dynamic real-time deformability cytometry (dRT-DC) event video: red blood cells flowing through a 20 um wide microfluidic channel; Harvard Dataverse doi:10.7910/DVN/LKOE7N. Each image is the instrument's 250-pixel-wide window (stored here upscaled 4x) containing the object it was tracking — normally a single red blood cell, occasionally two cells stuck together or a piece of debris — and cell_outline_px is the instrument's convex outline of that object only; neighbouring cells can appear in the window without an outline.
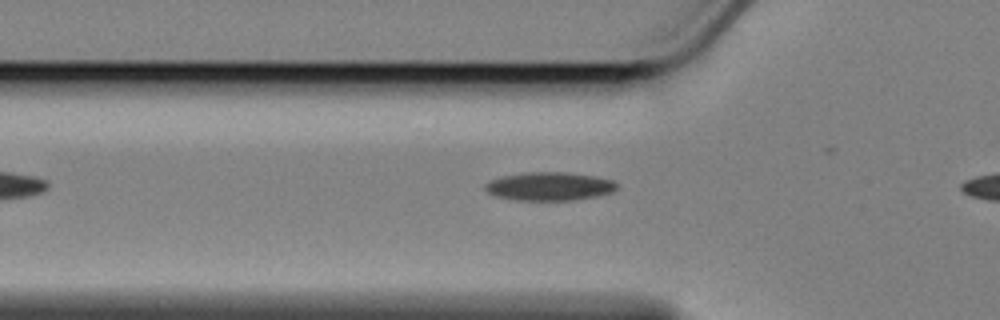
{"species": "Egyptian fruit bat (a non-hibernating species)", "species_latin": "Rousettus aegyptiacus", "temperature_condition": "cold", "stored_images_in_passage": 34, "camera_frame_rate_fps": 3000, "um_per_image_px": 0.085, "animal": {"sex": "female"}, "frame": {"image": 1, "passage_image": 11, "time_ms": 3.333, "image_size_px": [1000, 320], "cell_outline_px": [[616, 188], [612, 192], [596, 196], [576, 200], [516, 200], [496, 196], [488, 192], [484, 188], [484, 184], [488, 180], [504, 176], [524, 172], [568, 172], [596, 176], [612, 180], [616, 184]], "centroid_in_image_um": [46.68, 15.83], "position_along_channel_um": 79.1, "area_um2": 21.85}}
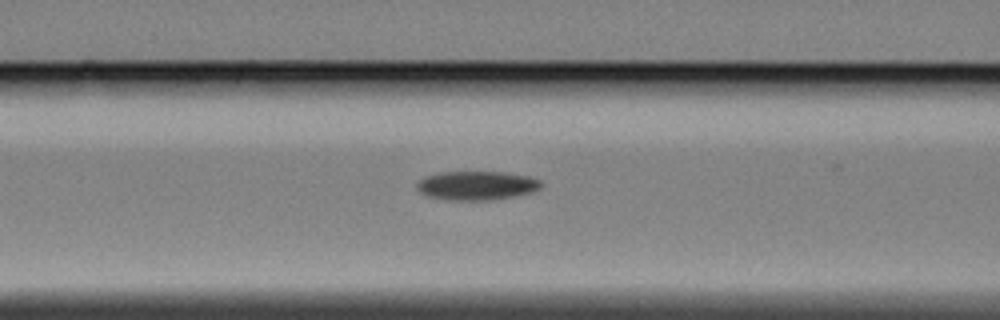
{"frame": {"image": 2, "passage_image": 15, "time_ms": 4.667, "image_size_px": [1000, 320], "cell_outline_px": [[544, 184], [540, 188], [532, 192], [492, 200], [444, 200], [424, 196], [416, 188], [416, 184], [424, 176], [440, 172], [504, 172], [528, 176], [540, 180]], "centroid_in_image_um": [40.48, 15.77], "position_along_channel_um": 126.1, "area_um2": 21.15}}
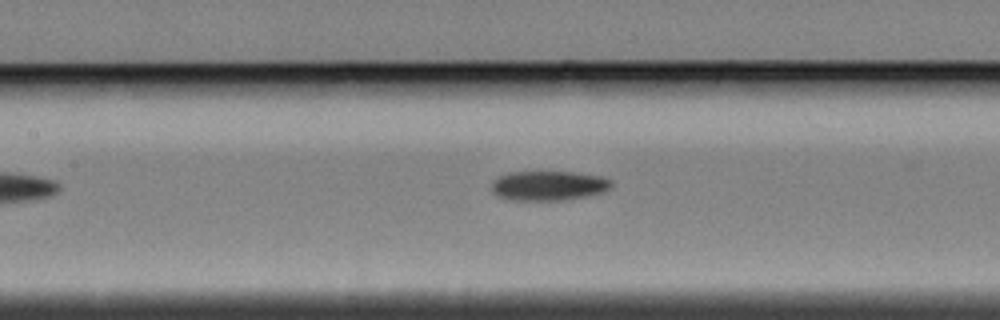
{"frame": {"image": 3, "passage_image": 18, "time_ms": 5.667, "image_size_px": [1000, 320], "cell_outline_px": [[612, 184], [604, 192], [564, 200], [512, 200], [500, 196], [492, 192], [492, 180], [508, 172], [576, 172], [600, 176], [612, 180]], "centroid_in_image_um": [46.62, 15.77], "position_along_channel_um": 160.8, "area_um2": 20.58}}